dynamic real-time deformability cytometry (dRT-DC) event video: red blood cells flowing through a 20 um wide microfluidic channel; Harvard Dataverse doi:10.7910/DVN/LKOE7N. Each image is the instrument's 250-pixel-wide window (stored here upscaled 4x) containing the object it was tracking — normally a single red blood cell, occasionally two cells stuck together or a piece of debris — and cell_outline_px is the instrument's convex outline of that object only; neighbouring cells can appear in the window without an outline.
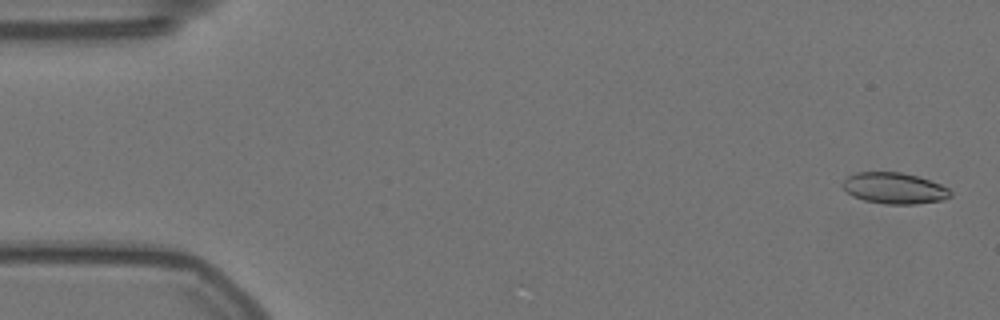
{"species": "Egyptian fruit bat (a non-hibernating species)", "species_latin": "Rousettus aegyptiacus", "temperature_condition": "warm", "stored_images_in_passage": 58, "camera_frame_rate_fps": 3000, "um_per_image_px": 0.085, "animal": {"sex": "female"}, "frame": {"image": 1, "passage_image": 2, "time_ms": 0.333, "image_size_px": [1000, 320], "cell_outline_px": [[952, 196], [944, 200], [916, 204], [884, 204], [864, 200], [852, 196], [840, 184], [848, 176], [856, 172], [900, 172], [916, 176], [940, 184], [948, 188], [952, 192]], "centroid_in_image_um": [76.02, 16.01], "position_along_channel_um": 9.0, "area_um2": 19.59}}
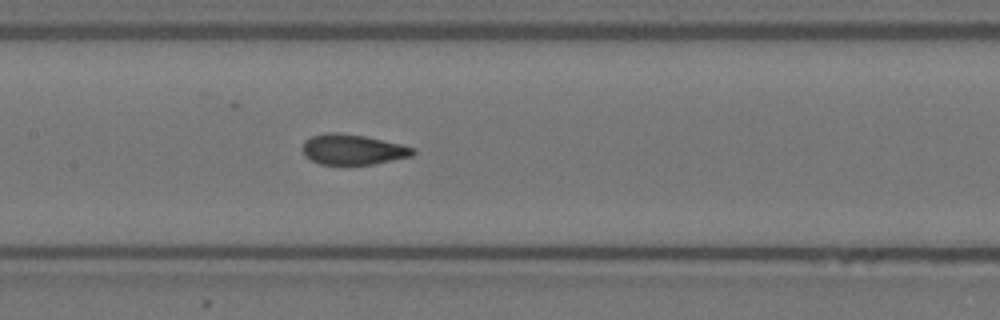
{"frame": {"image": 2, "passage_image": 27, "time_ms": 8.667, "image_size_px": [1000, 320], "cell_outline_px": [[416, 152], [412, 156], [372, 164], [320, 164], [304, 156], [304, 140], [312, 136], [328, 132], [336, 132], [364, 136], [400, 144], [416, 148]], "centroid_in_image_um": [30.0, 12.7], "position_along_channel_um": 177.4, "area_um2": 19.31}}
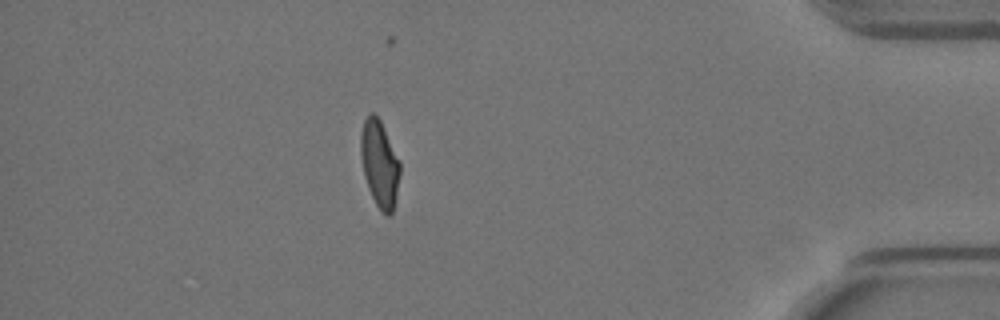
{"frame": {"image": 3, "passage_image": 50, "time_ms": 16.333, "image_size_px": [1000, 320], "cell_outline_px": [[400, 176], [396, 196], [392, 212], [388, 216], [384, 216], [380, 212], [368, 188], [364, 176], [360, 156], [360, 132], [364, 120], [368, 112], [372, 112], [380, 120], [400, 160]], "centroid_in_image_um": [32.25, 13.92], "position_along_channel_um": 402.9, "area_um2": 20.11}, "authors_computed_cell_mechanics": {"area_um2": 19.941, "velocity_mm_per_s": 3.5609, "shape_relaxation_time_tau1_ms": 6.9785, "shape_relaxation_time_tau2_ms": 0.9305, "deformation_change_tau1": 0.1782, "deformation_change_tau2": 0.0502}}